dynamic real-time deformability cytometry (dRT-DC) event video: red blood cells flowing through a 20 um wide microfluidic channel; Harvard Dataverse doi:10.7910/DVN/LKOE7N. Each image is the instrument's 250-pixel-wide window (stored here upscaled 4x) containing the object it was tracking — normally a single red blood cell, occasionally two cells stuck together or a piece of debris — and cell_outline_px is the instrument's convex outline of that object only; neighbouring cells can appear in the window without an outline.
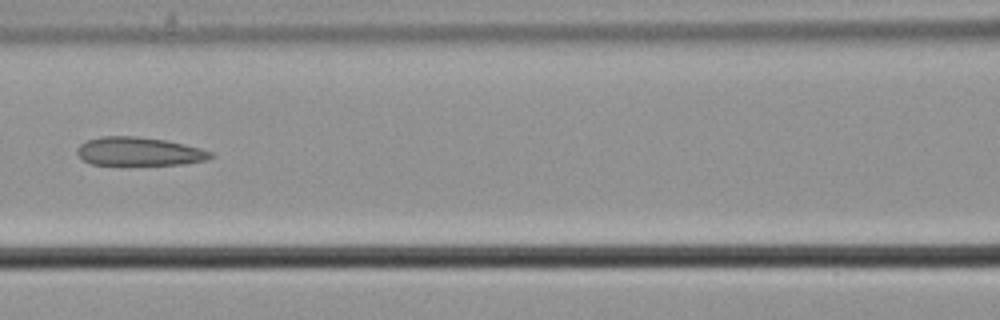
{"species": "common noctule bat (a hibernating species)", "species_latin": "Nyctalus noctula", "temperature_condition": "cold", "stored_images_in_passage": 8, "camera_frame_rate_fps": 3000, "um_per_image_px": 0.085, "animal": {"sex": "male", "body_mass_g": 21.5, "forearm_length_mm": 52.0}, "frame": {"image": 1, "passage_image": 6, "time_ms": 1.667, "image_size_px": [1000, 320], "cell_outline_px": [[212, 156], [208, 160], [184, 164], [92, 164], [84, 160], [76, 152], [80, 144], [88, 140], [100, 136], [136, 136], [164, 140], [184, 144], [200, 148], [212, 152]], "centroid_in_image_um": [11.83, 12.87], "position_along_channel_um": 154.8, "area_um2": 21.91}}
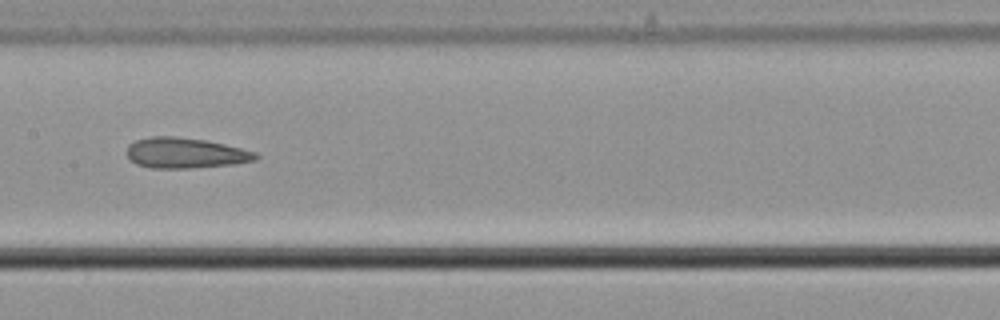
{"frame": {"image": 2, "passage_image": 7, "time_ms": 2.0, "image_size_px": [1000, 320], "cell_outline_px": [[260, 156], [256, 160], [232, 164], [192, 168], [152, 168], [136, 164], [128, 160], [128, 144], [136, 140], [152, 136], [176, 136], [204, 140], [224, 144], [256, 152]], "centroid_in_image_um": [15.74, 13.0], "position_along_channel_um": 191.7, "area_um2": 22.89}}
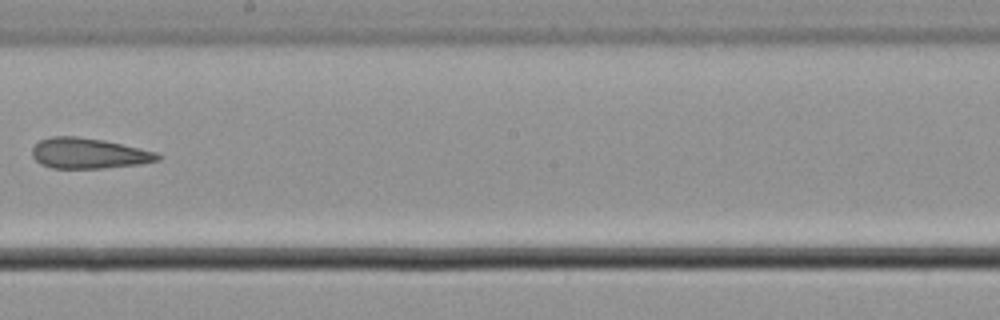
{"frame": {"image": 3, "passage_image": 8, "time_ms": 2.333, "image_size_px": [1000, 320], "cell_outline_px": [[164, 156], [160, 160], [140, 164], [104, 168], [52, 168], [40, 164], [32, 156], [32, 148], [40, 140], [52, 136], [76, 136], [104, 140], [140, 148], [156, 152]], "centroid_in_image_um": [7.55, 13.03], "position_along_channel_um": 240.6, "area_um2": 22.43}}